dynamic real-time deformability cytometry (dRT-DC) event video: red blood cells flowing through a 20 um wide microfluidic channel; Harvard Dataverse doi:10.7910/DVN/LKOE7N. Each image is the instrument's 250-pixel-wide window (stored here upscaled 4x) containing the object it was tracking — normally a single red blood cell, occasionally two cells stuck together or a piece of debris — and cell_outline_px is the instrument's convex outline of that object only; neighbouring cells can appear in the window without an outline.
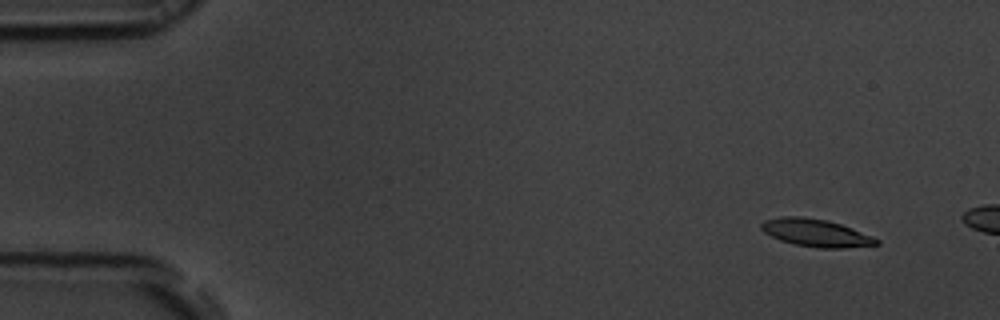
{"species": "common noctule bat (a hibernating species)", "species_latin": "Nyctalus noctula", "temperature_condition": "room temperature", "stored_images_in_passage": 6, "camera_frame_rate_fps": 3000, "um_per_image_px": 0.085, "animal": {"sex": "male", "body_mass_g": 19.5, "forearm_length_mm": 54.6}, "frame": {"image": 1, "passage_image": 1, "time_ms": 0.0, "image_size_px": [1000, 320], "cell_outline_px": [[880, 244], [844, 248], [820, 248], [796, 244], [780, 240], [764, 232], [760, 228], [760, 224], [764, 220], [780, 216], [800, 216], [828, 220], [852, 228], [872, 236], [880, 240]], "centroid_in_image_um": [69.35, 19.78], "position_along_channel_um": 15.7, "area_um2": 18.5}}